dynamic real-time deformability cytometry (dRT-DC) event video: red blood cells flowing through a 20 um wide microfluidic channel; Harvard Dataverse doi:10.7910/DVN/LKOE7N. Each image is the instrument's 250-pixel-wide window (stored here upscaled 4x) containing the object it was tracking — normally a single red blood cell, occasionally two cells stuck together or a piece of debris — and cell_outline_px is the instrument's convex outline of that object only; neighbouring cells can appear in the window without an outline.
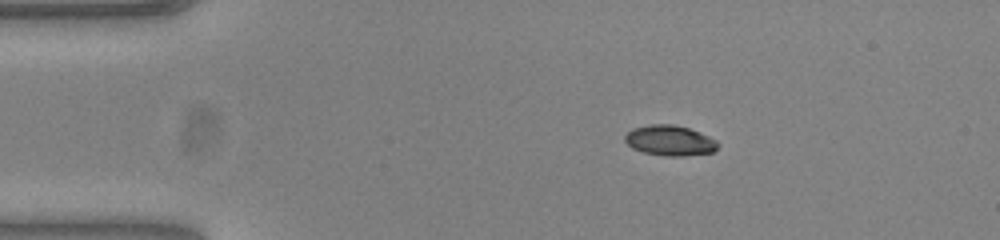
{"species": "common noctule bat (a hibernating species)", "species_latin": "Nyctalus noctula", "temperature_condition": "warm", "stored_images_in_passage": 45, "camera_frame_rate_fps": 3000, "um_per_image_px": 0.085, "animal": {"sex": "female", "body_mass_g": 23.0, "forearm_length_mm": 53.4}, "frame": {"image": 1, "passage_image": 1, "time_ms": 0.0, "image_size_px": [1000, 240], "cell_outline_px": [[720, 144], [712, 152], [684, 156], [668, 156], [644, 152], [632, 148], [624, 140], [624, 136], [632, 128], [648, 124], [672, 124], [688, 128], [700, 132], [716, 140]], "centroid_in_image_um": [56.92, 11.93], "position_along_channel_um": 28.1, "area_um2": 16.42}}
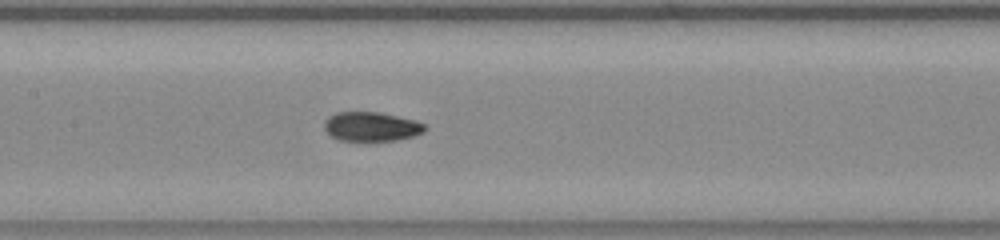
{"frame": {"image": 2, "passage_image": 17, "time_ms": 5.333, "image_size_px": [1000, 240], "cell_outline_px": [[424, 132], [412, 136], [396, 140], [340, 140], [332, 136], [324, 128], [324, 120], [328, 116], [336, 112], [380, 112], [412, 120], [424, 124]], "centroid_in_image_um": [31.51, 10.75], "position_along_channel_um": 175.9, "area_um2": 16.82}}
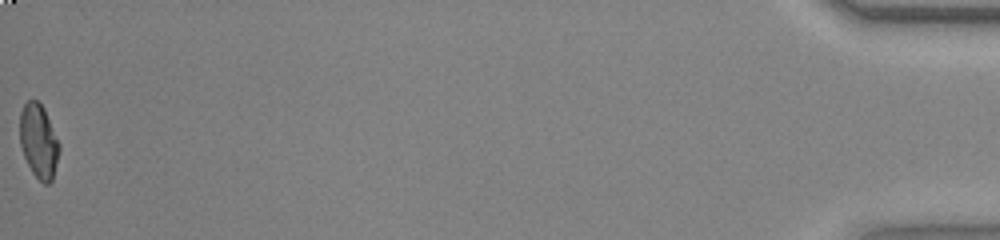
{"frame": {"image": 3, "passage_image": 45, "time_ms": 14.667, "image_size_px": [1000, 240], "cell_outline_px": [[60, 148], [52, 180], [48, 184], [44, 184], [32, 172], [24, 156], [20, 144], [20, 112], [24, 104], [28, 100], [36, 100], [44, 108], [60, 144]], "centroid_in_image_um": [3.29, 11.99], "position_along_channel_um": 431.9, "area_um2": 16.88}, "authors_computed_cell_mechanics": {"area_um2": 17.2822, "velocity_mm_per_s": 3.8675, "shape_relaxation_time_tau1_ms": 9.8131, "shape_relaxation_time_tau2_ms": 1.446, "deformation_change_tau1": 0.2566, "deformation_change_tau2": 0.0535}}